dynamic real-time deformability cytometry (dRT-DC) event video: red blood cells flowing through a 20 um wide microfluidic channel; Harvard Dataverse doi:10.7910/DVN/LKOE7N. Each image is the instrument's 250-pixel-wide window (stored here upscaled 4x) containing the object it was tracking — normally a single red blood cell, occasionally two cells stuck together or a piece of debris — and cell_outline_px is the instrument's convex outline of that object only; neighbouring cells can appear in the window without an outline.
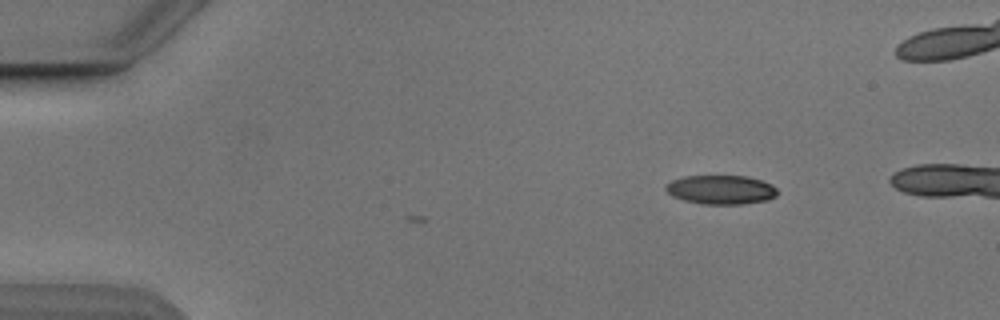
{"species": "Egyptian fruit bat (a non-hibernating species)", "species_latin": "Rousettus aegyptiacus", "temperature_condition": "cold", "stored_images_in_passage": 3, "camera_frame_rate_fps": 3000, "um_per_image_px": 0.085, "animal": {"sex": "male"}, "frame": {"image": 1, "passage_image": 3, "time_ms": 0.667, "image_size_px": [1000, 320], "cell_outline_px": [[776, 196], [768, 200], [740, 204], [704, 204], [684, 200], [672, 196], [664, 188], [664, 184], [672, 180], [684, 176], [744, 176], [760, 180], [772, 184], [776, 188]], "centroid_in_image_um": [61.25, 16.12], "position_along_channel_um": 23.7, "area_um2": 18.84}}